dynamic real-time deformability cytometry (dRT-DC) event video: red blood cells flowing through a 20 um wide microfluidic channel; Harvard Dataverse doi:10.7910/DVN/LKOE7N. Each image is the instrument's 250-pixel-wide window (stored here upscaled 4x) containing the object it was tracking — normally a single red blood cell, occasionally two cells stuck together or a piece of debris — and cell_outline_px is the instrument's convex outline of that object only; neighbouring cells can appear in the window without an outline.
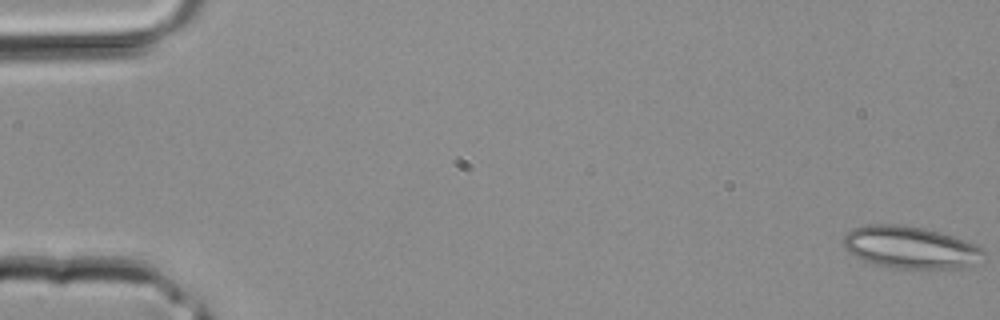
{"species": "common noctule bat (a hibernating species)", "species_latin": "Nyctalus noctula", "temperature_condition": "room temperature", "stored_images_in_passage": 10, "camera_frame_rate_fps": 3000, "um_per_image_px": 0.085, "animal": {"sex": "male", "body_mass_g": 20.4}, "frame": {"image": 1, "passage_image": 1, "time_ms": 0.0, "image_size_px": [1000, 320], "cell_outline_px": [[984, 264], [968, 268], [936, 272], [896, 268], [876, 264], [864, 260], [848, 252], [844, 248], [844, 236], [852, 228], [868, 224], [904, 224], [924, 228], [940, 232], [976, 244], [984, 252]], "centroid_in_image_um": [77.51, 21.08], "position_along_channel_um": 7.5, "area_um2": 35.89}}